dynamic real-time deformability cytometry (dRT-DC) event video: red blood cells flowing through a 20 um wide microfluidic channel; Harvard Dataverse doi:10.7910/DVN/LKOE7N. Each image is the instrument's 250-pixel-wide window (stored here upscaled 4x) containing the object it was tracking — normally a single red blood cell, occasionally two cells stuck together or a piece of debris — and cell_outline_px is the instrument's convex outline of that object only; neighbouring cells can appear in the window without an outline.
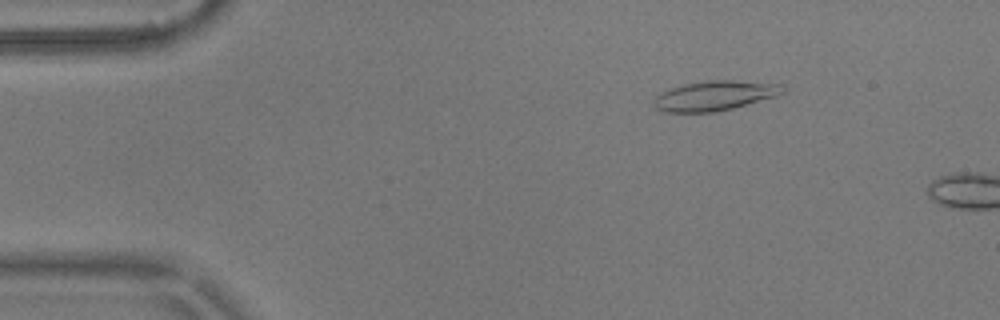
{"species": "common noctule bat (a hibernating species)", "species_latin": "Nyctalus noctula", "temperature_condition": "warm", "stored_images_in_passage": 3, "camera_frame_rate_fps": 3000, "um_per_image_px": 0.085, "animal": {"sex": "male", "body_mass_g": 17.9}, "frame": {"image": 1, "passage_image": 2, "time_ms": 0.333, "image_size_px": [1000, 320], "cell_outline_px": [[784, 92], [776, 96], [732, 108], [712, 112], [664, 112], [656, 108], [652, 104], [652, 100], [660, 92], [684, 84], [708, 80], [736, 80], [784, 84]], "centroid_in_image_um": [60.73, 8.12], "position_along_channel_um": 24.3, "area_um2": 22.37}}